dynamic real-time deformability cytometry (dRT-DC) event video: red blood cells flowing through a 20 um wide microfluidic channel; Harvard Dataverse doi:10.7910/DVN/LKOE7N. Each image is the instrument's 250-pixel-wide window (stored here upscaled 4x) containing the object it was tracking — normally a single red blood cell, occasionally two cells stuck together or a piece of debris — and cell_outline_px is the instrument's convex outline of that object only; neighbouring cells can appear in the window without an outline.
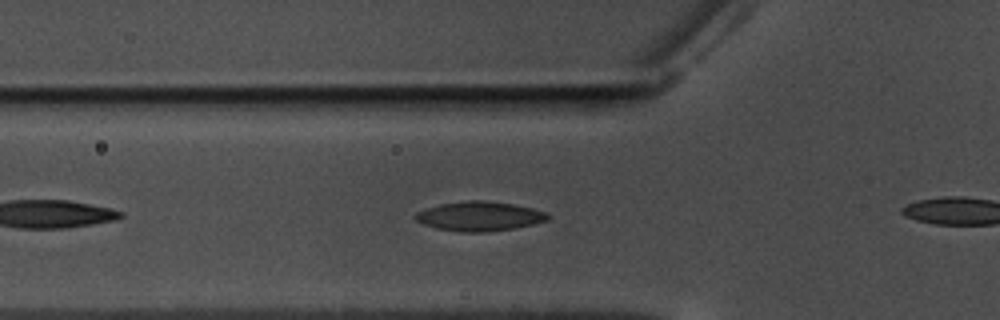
{"species": "common noctule bat (a hibernating species)", "species_latin": "Nyctalus noctula", "temperature_condition": "warm", "stored_images_in_passage": 33, "camera_frame_rate_fps": 3000, "um_per_image_px": 0.085, "animal": {"sex": "male", "body_mass_g": 17.5, "forearm_length_mm": 52.3}, "frame": {"image": 1, "passage_image": 6, "time_ms": 1.667, "image_size_px": [1000, 320], "cell_outline_px": [[552, 216], [548, 220], [532, 224], [512, 228], [484, 232], [460, 232], [436, 228], [424, 224], [416, 220], [416, 212], [440, 204], [468, 200], [484, 200], [512, 204], [532, 208], [544, 212]], "centroid_in_image_um": [40.76, 18.38], "position_along_channel_um": 85.0, "area_um2": 22.43}}
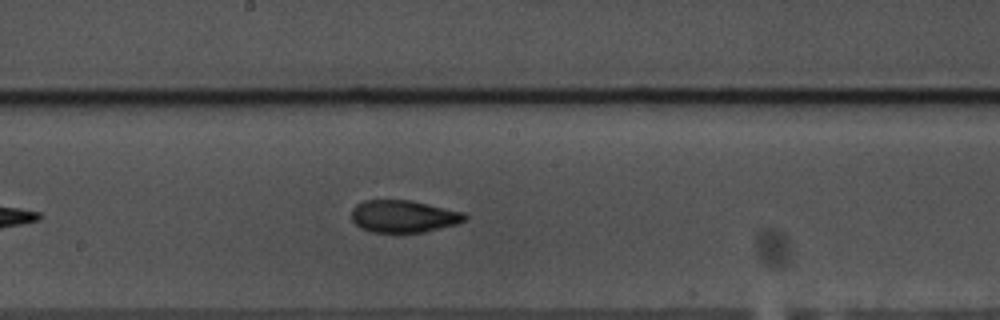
{"frame": {"image": 2, "passage_image": 17, "time_ms": 5.333, "image_size_px": [1000, 320], "cell_outline_px": [[468, 216], [464, 220], [456, 224], [424, 232], [372, 232], [360, 228], [352, 220], [352, 208], [356, 204], [364, 200], [408, 200], [428, 204], [464, 212]], "centroid_in_image_um": [34.28, 18.38], "position_along_channel_um": 213.9, "area_um2": 21.21}}
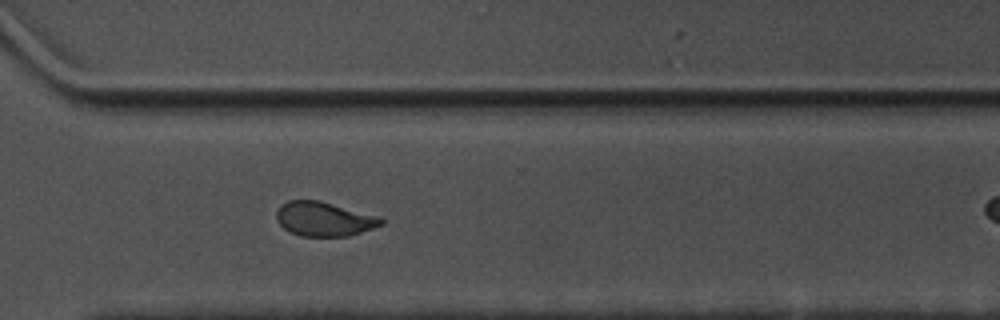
{"frame": {"image": 3, "passage_image": 28, "time_ms": 9.0, "image_size_px": [1000, 320], "cell_outline_px": [[384, 224], [348, 236], [300, 236], [284, 228], [276, 220], [276, 212], [280, 204], [288, 200], [320, 200], [380, 216], [384, 220]], "centroid_in_image_um": [27.54, 18.6], "position_along_channel_um": 343.1, "area_um2": 21.04}}